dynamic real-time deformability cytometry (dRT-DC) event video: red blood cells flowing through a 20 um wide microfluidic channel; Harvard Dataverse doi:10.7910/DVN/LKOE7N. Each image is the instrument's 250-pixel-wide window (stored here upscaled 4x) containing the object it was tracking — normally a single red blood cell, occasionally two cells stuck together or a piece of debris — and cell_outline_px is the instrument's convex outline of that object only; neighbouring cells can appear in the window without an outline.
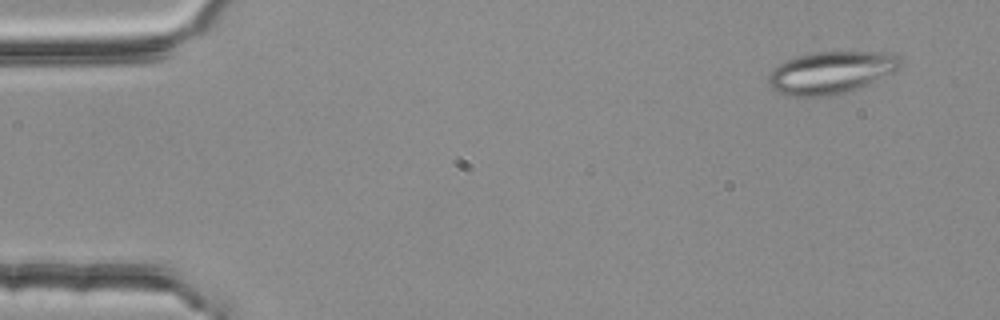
{"species": "common noctule bat (a hibernating species)", "species_latin": "Nyctalus noctula", "temperature_condition": "room temperature", "stored_images_in_passage": 3, "camera_frame_rate_fps": 3000, "um_per_image_px": 0.085, "animal": {"sex": "female", "body_mass_g": 25.1}, "frame": {"image": 1, "passage_image": 1, "time_ms": 0.0, "image_size_px": [1000, 320], "cell_outline_px": [[900, 68], [896, 72], [860, 88], [848, 92], [832, 96], [784, 96], [772, 88], [768, 84], [768, 76], [780, 64], [788, 60], [800, 56], [816, 52], [888, 52], [900, 56]], "centroid_in_image_um": [70.69, 6.18], "position_along_channel_um": 14.3, "area_um2": 32.6}}